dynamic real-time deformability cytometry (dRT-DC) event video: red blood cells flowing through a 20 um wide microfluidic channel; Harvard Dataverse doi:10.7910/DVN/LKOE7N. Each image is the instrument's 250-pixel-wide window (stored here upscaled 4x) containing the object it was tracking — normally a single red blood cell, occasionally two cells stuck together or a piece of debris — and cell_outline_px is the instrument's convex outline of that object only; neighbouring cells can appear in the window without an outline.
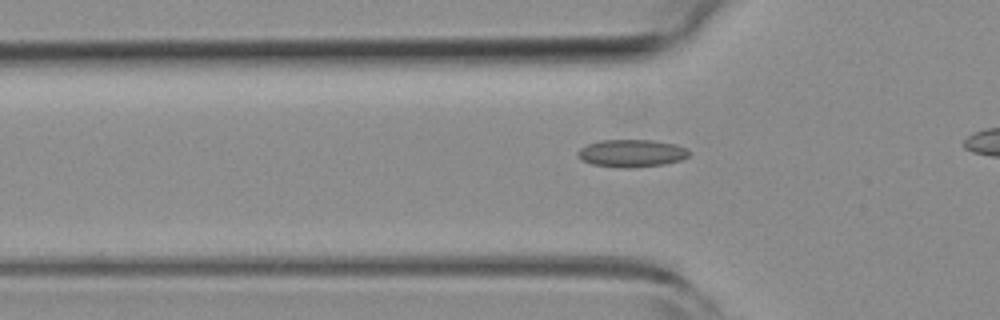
{"species": "common noctule bat (a hibernating species)", "species_latin": "Nyctalus noctula", "temperature_condition": "room temperature", "stored_images_in_passage": 27, "camera_frame_rate_fps": 3000, "um_per_image_px": 0.085, "animal": {"sex": "female", "body_mass_g": 19.3, "forearm_length_mm": 54.1}, "frame": {"image": 1, "passage_image": 11, "time_ms": 3.333, "image_size_px": [1000, 320], "cell_outline_px": [[692, 152], [684, 160], [664, 164], [632, 168], [620, 168], [592, 164], [580, 160], [576, 156], [576, 152], [580, 148], [588, 144], [600, 140], [652, 140], [676, 144], [688, 148]], "centroid_in_image_um": [53.7, 13.03], "position_along_channel_um": 72.1, "area_um2": 18.26}}
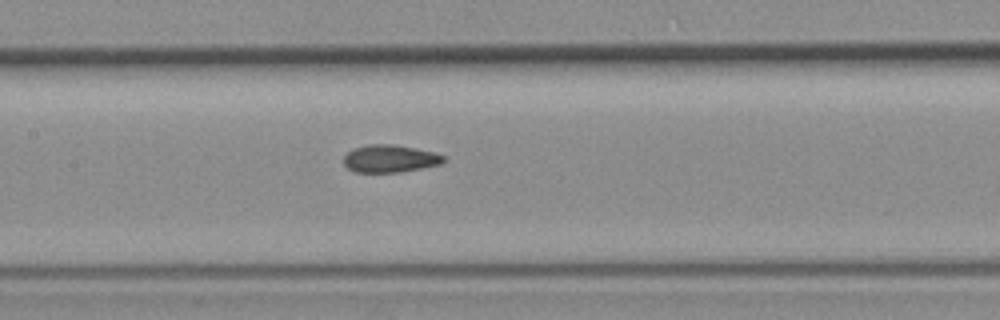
{"frame": {"image": 2, "passage_image": 19, "time_ms": 6.0, "image_size_px": [1000, 320], "cell_outline_px": [[444, 160], [440, 164], [400, 172], [356, 172], [348, 168], [344, 164], [344, 156], [352, 148], [368, 144], [392, 144], [432, 152], [444, 156]], "centroid_in_image_um": [33.08, 13.48], "position_along_channel_um": 174.3, "area_um2": 15.78}}
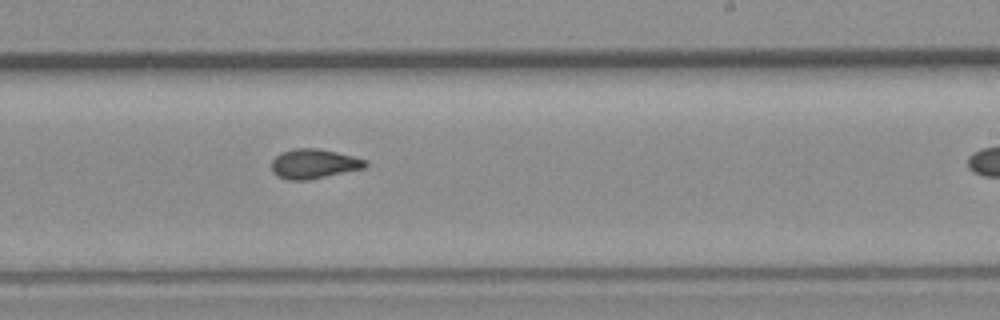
{"frame": {"image": 3, "passage_image": 26, "time_ms": 8.333, "image_size_px": [1000, 320], "cell_outline_px": [[368, 168], [308, 180], [288, 180], [276, 176], [272, 172], [272, 160], [280, 152], [292, 148], [316, 148], [336, 152], [368, 160]], "centroid_in_image_um": [26.7, 13.93], "position_along_channel_um": 262.3, "area_um2": 16.47}}